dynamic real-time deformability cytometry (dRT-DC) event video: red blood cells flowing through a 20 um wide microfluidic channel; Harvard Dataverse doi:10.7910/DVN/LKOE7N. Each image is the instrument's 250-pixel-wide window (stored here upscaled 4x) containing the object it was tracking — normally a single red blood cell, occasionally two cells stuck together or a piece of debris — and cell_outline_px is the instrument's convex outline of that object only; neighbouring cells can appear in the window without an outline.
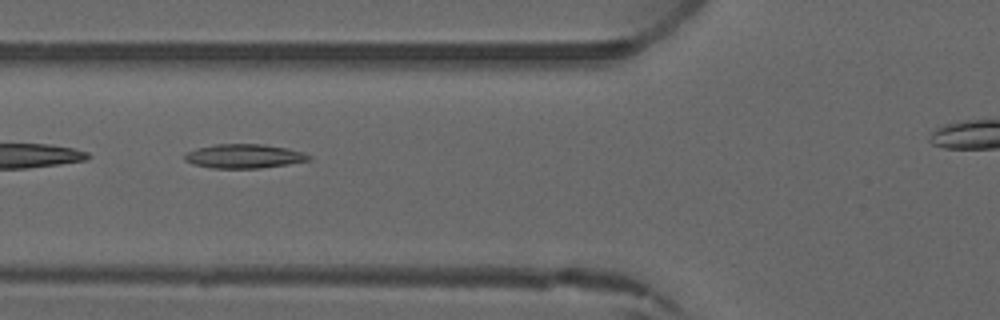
{"species": "common noctule bat (a hibernating species)", "species_latin": "Nyctalus noctula", "temperature_condition": "warm", "stored_images_in_passage": 6, "camera_frame_rate_fps": 3000, "um_per_image_px": 0.085, "animal": {"sex": "male", "forearm_length_mm": 52.5}, "frame": {"image": 1, "passage_image": 5, "time_ms": 5.333, "image_size_px": [1000, 320], "cell_outline_px": [[312, 160], [288, 164], [260, 168], [212, 168], [192, 164], [184, 160], [184, 152], [196, 148], [216, 144], [264, 144], [288, 148], [312, 156]], "centroid_in_image_um": [20.72, 13.27], "position_along_channel_um": 105.1, "area_um2": 17.57}}
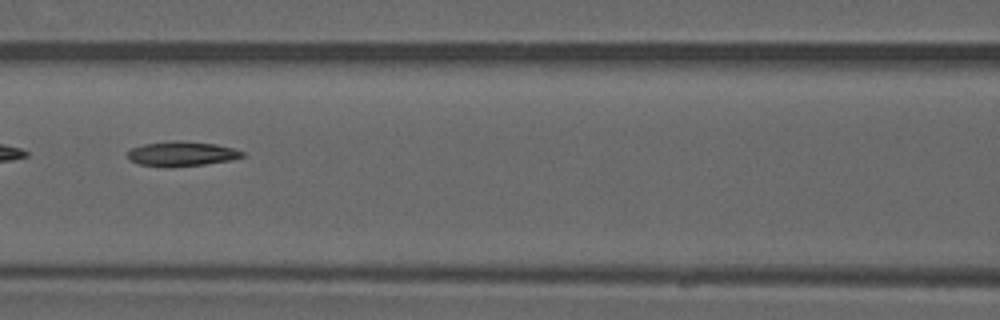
{"frame": {"image": 2, "passage_image": 6, "time_ms": 6.333, "image_size_px": [1000, 320], "cell_outline_px": [[244, 156], [232, 160], [204, 164], [168, 168], [164, 168], [140, 164], [128, 160], [128, 152], [132, 148], [144, 144], [176, 140], [216, 144], [232, 148], [244, 152]], "centroid_in_image_um": [15.43, 13.09], "position_along_channel_um": 151.2, "area_um2": 16.59}}